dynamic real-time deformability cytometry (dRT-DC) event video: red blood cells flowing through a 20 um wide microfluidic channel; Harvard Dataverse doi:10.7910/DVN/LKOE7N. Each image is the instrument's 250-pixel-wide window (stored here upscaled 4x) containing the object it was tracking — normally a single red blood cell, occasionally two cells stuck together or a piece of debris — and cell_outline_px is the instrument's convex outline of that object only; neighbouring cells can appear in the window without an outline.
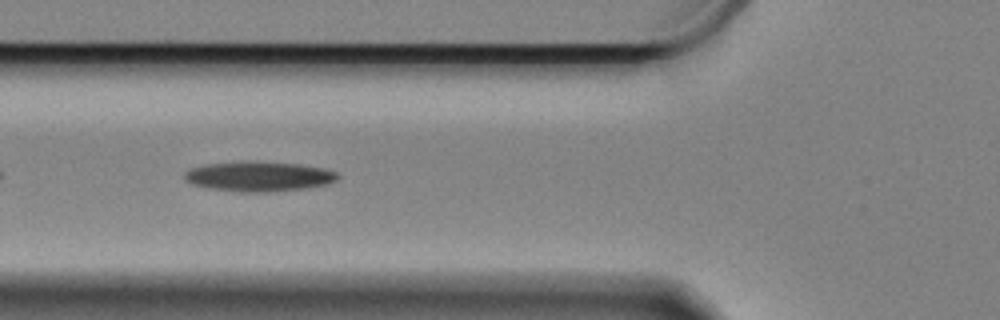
{"species": "Egyptian fruit bat (a non-hibernating species)", "species_latin": "Rousettus aegyptiacus", "temperature_condition": "cold", "stored_images_in_passage": 17, "camera_frame_rate_fps": 3000, "um_per_image_px": 0.085, "animal": {"sex": "female"}, "frame": {"image": 1, "passage_image": 6, "time_ms": 1.667, "image_size_px": [1000, 320], "cell_outline_px": [[340, 176], [336, 180], [328, 184], [308, 188], [268, 192], [244, 192], [208, 188], [192, 184], [184, 180], [184, 172], [192, 168], [204, 164], [240, 160], [300, 164], [324, 168], [336, 172]], "centroid_in_image_um": [21.99, 14.98], "position_along_channel_um": 103.8, "area_um2": 27.05}}
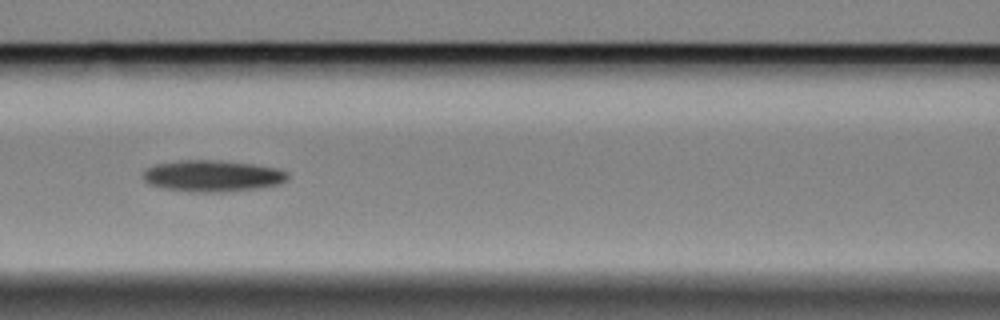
{"frame": {"image": 2, "passage_image": 10, "time_ms": 3.0, "image_size_px": [1000, 320], "cell_outline_px": [[288, 176], [280, 184], [256, 188], [216, 192], [192, 192], [164, 188], [148, 184], [144, 180], [144, 172], [148, 168], [156, 164], [180, 160], [220, 160], [252, 164], [276, 168], [288, 172]], "centroid_in_image_um": [18.04, 14.95], "position_along_channel_um": 148.6, "area_um2": 26.24}}